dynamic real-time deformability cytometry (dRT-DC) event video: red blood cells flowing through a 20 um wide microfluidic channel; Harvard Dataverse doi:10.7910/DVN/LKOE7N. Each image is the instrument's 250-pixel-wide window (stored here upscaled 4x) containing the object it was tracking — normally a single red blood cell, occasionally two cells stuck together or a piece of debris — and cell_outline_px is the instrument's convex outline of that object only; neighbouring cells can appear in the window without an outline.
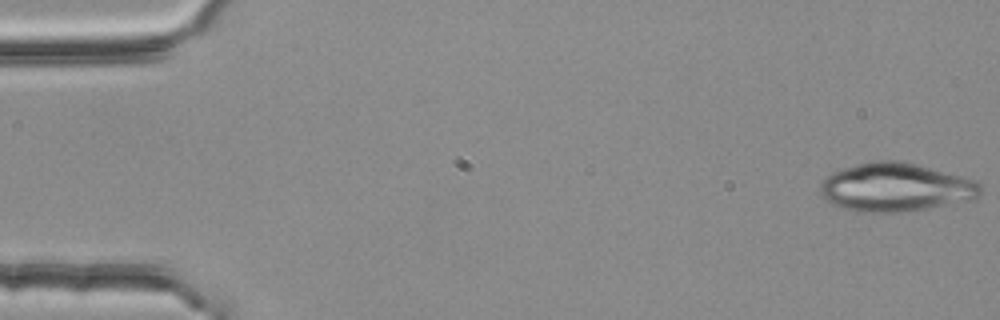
{"species": "common noctule bat (a hibernating species)", "species_latin": "Nyctalus noctula", "temperature_condition": "room temperature", "stored_images_in_passage": 55, "camera_frame_rate_fps": 3000, "um_per_image_px": 0.085, "animal": {"sex": "female", "body_mass_g": 25.1}, "frame": {"image": 1, "passage_image": 1, "time_ms": 0.0, "image_size_px": [1000, 320], "cell_outline_px": [[984, 188], [980, 196], [968, 200], [924, 208], [900, 212], [856, 212], [832, 204], [820, 192], [820, 184], [832, 172], [856, 164], [872, 160], [900, 160], [916, 164], [976, 180]], "centroid_in_image_um": [76.13, 15.91], "position_along_channel_um": 8.9, "area_um2": 45.03}}
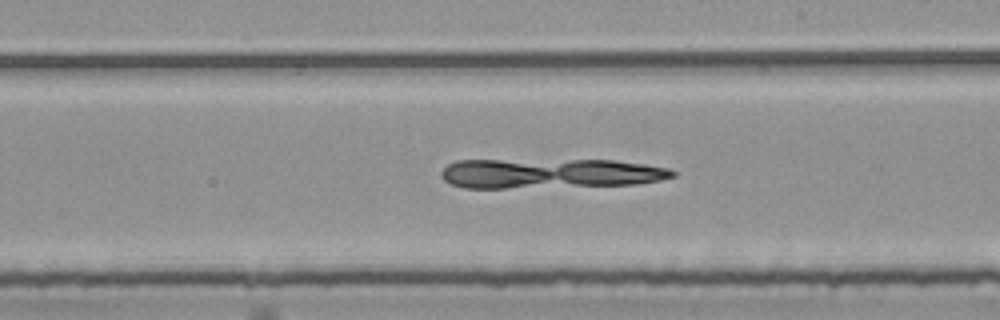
{"frame": {"image": 2, "passage_image": 31, "time_ms": 10.0, "image_size_px": [1000, 320], "cell_outline_px": [[676, 176], [660, 180], [636, 184], [504, 188], [464, 188], [452, 184], [444, 180], [440, 176], [440, 172], [448, 164], [456, 160], [612, 160], [644, 164], [668, 168], [676, 172]], "centroid_in_image_um": [46.72, 14.73], "position_along_channel_um": 242.3, "area_um2": 40.17}}
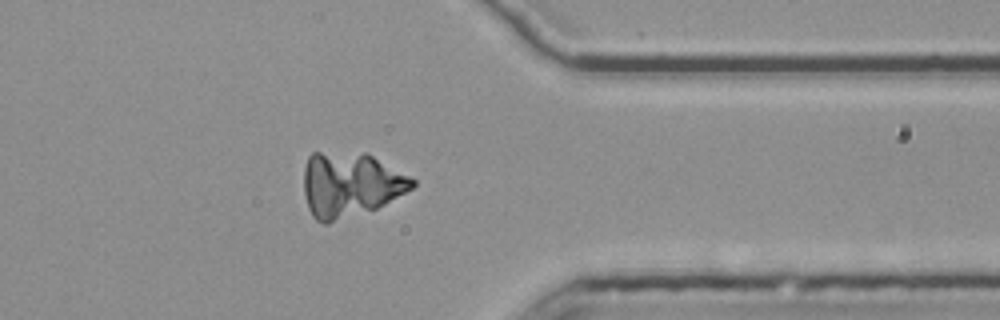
{"frame": {"image": 3, "passage_image": 43, "time_ms": 14.0, "image_size_px": [1000, 320], "cell_outline_px": [[416, 184], [412, 188], [384, 204], [376, 208], [328, 224], [324, 224], [316, 220], [312, 216], [308, 208], [304, 192], [304, 168], [308, 156], [312, 152], [368, 152], [416, 180]], "centroid_in_image_um": [29.75, 15.67], "position_along_channel_um": 381.6, "area_um2": 41.15}}